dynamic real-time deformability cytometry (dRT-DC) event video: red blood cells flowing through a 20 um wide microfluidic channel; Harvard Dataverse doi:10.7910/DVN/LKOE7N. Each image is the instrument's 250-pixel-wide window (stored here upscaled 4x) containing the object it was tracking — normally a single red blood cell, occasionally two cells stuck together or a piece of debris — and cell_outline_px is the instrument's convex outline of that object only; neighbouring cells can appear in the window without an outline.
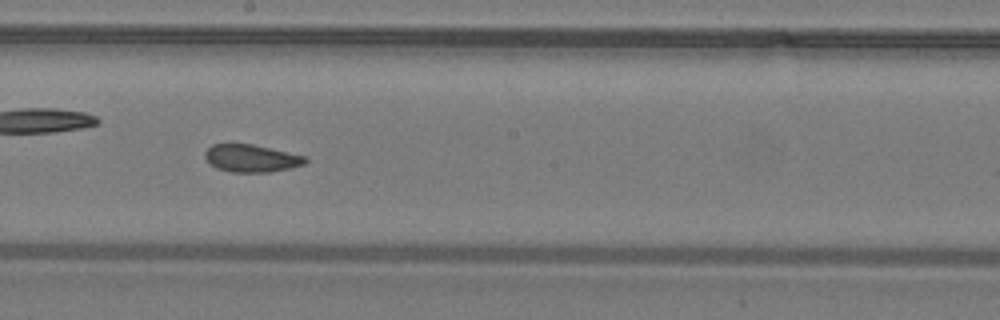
{"species": "common noctule bat (a hibernating species)", "species_latin": "Nyctalus noctula", "temperature_condition": "warm", "stored_images_in_passage": 40, "camera_frame_rate_fps": 3000, "um_per_image_px": 0.085, "animal": {"sex": "male", "body_mass_g": 19.2, "forearm_length_mm": 51.8}, "frame": {"image": 1, "passage_image": 23, "time_ms": 7.333, "image_size_px": [1000, 320], "cell_outline_px": [[308, 160], [304, 164], [288, 168], [268, 172], [232, 172], [216, 168], [204, 156], [204, 152], [212, 144], [252, 144], [308, 156]], "centroid_in_image_um": [21.38, 13.45], "position_along_channel_um": 226.8, "area_um2": 16.01}}